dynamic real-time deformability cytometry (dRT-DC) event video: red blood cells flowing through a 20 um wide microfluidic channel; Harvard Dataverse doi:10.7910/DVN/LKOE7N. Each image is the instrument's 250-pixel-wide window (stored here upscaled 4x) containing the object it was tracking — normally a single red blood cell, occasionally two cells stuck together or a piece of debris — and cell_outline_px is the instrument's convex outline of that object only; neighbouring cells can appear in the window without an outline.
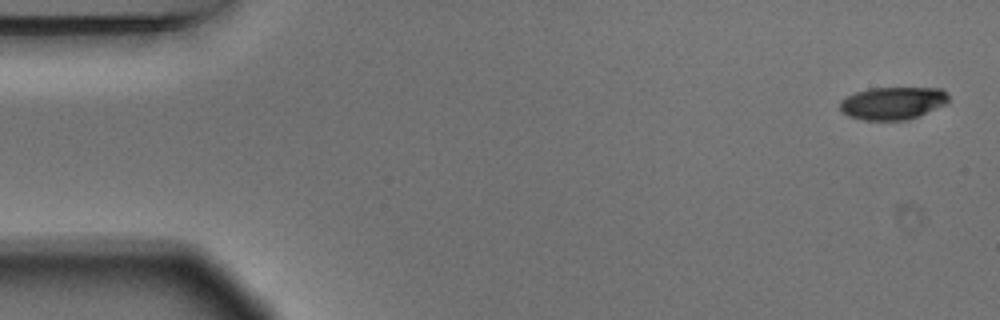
{"species": "Egyptian fruit bat (a non-hibernating species)", "species_latin": "Rousettus aegyptiacus", "temperature_condition": "warm", "stored_images_in_passage": 4, "camera_frame_rate_fps": 3000, "um_per_image_px": 0.085, "animal": {"sex": "male"}, "frame": {"image": 1, "passage_image": 1, "time_ms": 0.0, "image_size_px": [1000, 320], "cell_outline_px": [[948, 100], [944, 104], [916, 116], [904, 120], [864, 120], [848, 116], [840, 112], [840, 100], [856, 92], [868, 88], [940, 88], [948, 92]], "centroid_in_image_um": [75.83, 8.76], "position_along_channel_um": 9.2, "area_um2": 20.46}}
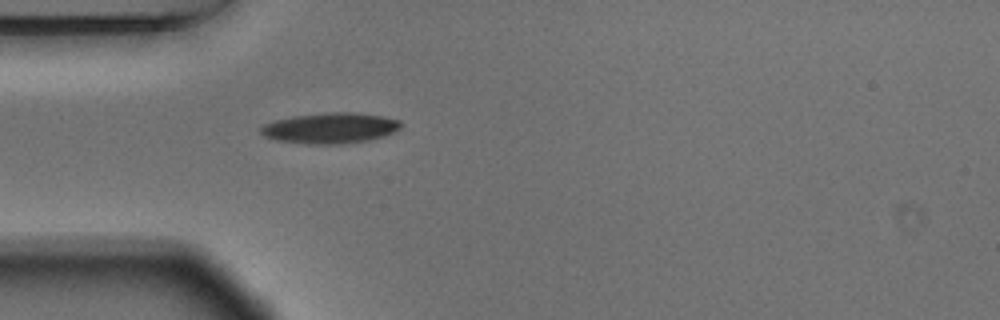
{"frame": {"image": 2, "passage_image": 4, "time_ms": 1.0, "image_size_px": [1000, 320], "cell_outline_px": [[404, 124], [396, 132], [384, 136], [368, 140], [344, 144], [308, 144], [276, 140], [264, 136], [260, 132], [260, 128], [264, 124], [276, 120], [292, 116], [332, 112], [356, 112], [384, 116], [400, 120]], "centroid_in_image_um": [28.12, 10.88], "position_along_channel_um": 56.9, "area_um2": 25.26}}